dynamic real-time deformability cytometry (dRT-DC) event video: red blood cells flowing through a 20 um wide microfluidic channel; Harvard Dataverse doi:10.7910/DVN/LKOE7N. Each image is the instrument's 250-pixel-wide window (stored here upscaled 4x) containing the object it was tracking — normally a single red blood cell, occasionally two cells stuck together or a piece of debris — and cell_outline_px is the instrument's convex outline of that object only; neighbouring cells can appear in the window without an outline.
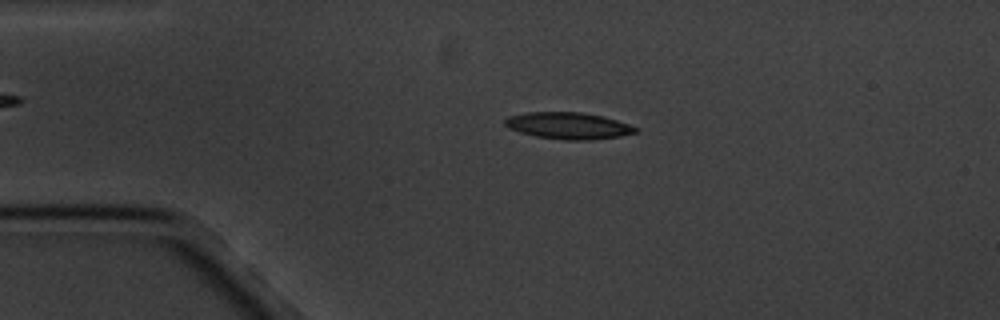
{"species": "common noctule bat (a hibernating species)", "species_latin": "Nyctalus noctula", "temperature_condition": "cold", "stored_images_in_passage": 4, "camera_frame_rate_fps": 3000, "um_per_image_px": 0.085, "animal": {"sex": "male", "body_mass_g": 20.1, "forearm_length_mm": 53.5}, "frame": {"image": 1, "passage_image": 3, "time_ms": 2.333, "image_size_px": [1000, 320], "cell_outline_px": [[640, 132], [620, 136], [592, 140], [564, 140], [536, 136], [520, 132], [508, 128], [504, 124], [504, 120], [508, 116], [528, 112], [580, 112], [604, 116], [640, 128]], "centroid_in_image_um": [48.34, 10.69], "position_along_channel_um": 36.7, "area_um2": 20.46}}